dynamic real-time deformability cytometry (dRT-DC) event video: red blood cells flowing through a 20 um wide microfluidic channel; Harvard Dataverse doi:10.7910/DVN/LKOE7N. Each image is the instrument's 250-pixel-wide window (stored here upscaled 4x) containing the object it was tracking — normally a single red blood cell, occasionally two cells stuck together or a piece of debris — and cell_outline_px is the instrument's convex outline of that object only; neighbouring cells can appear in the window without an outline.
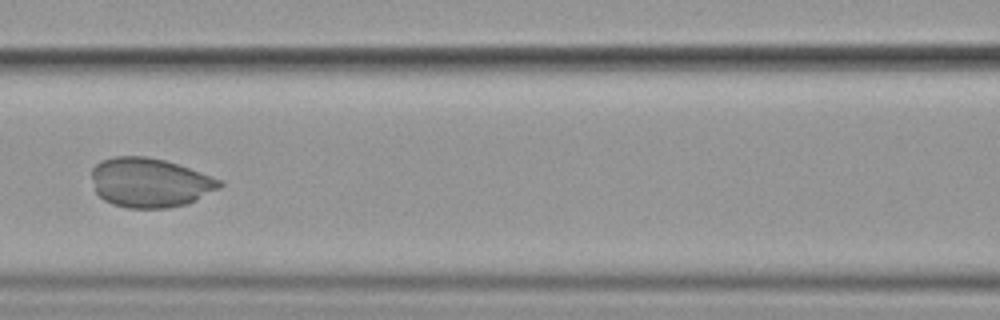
{"species": "common noctule bat (a hibernating species)", "species_latin": "Nyctalus noctula", "temperature_condition": "cold", "stored_images_in_passage": 7, "camera_frame_rate_fps": 3000, "um_per_image_px": 0.085, "animal": {"sex": "female", "body_mass_g": 19.9}, "frame": {"image": 1, "passage_image": 6, "time_ms": 6.667, "image_size_px": [1000, 320], "cell_outline_px": [[224, 184], [220, 188], [188, 204], [168, 208], [128, 208], [112, 204], [104, 200], [96, 192], [92, 176], [92, 168], [100, 160], [112, 156], [144, 156], [164, 160], [224, 180]], "centroid_in_image_um": [12.75, 15.52], "position_along_channel_um": 153.9, "area_um2": 36.93}}
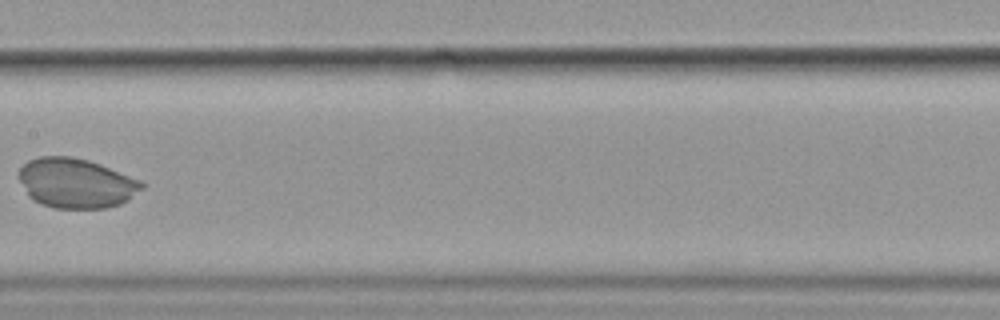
{"frame": {"image": 2, "passage_image": 7, "time_ms": 8.0, "image_size_px": [1000, 320], "cell_outline_px": [[144, 188], [128, 200], [120, 204], [108, 208], [56, 208], [40, 204], [32, 200], [28, 196], [16, 176], [16, 172], [28, 160], [40, 156], [72, 156], [88, 160], [100, 164], [140, 180], [144, 184]], "centroid_in_image_um": [6.42, 15.57], "position_along_channel_um": 201.0, "area_um2": 36.01}}